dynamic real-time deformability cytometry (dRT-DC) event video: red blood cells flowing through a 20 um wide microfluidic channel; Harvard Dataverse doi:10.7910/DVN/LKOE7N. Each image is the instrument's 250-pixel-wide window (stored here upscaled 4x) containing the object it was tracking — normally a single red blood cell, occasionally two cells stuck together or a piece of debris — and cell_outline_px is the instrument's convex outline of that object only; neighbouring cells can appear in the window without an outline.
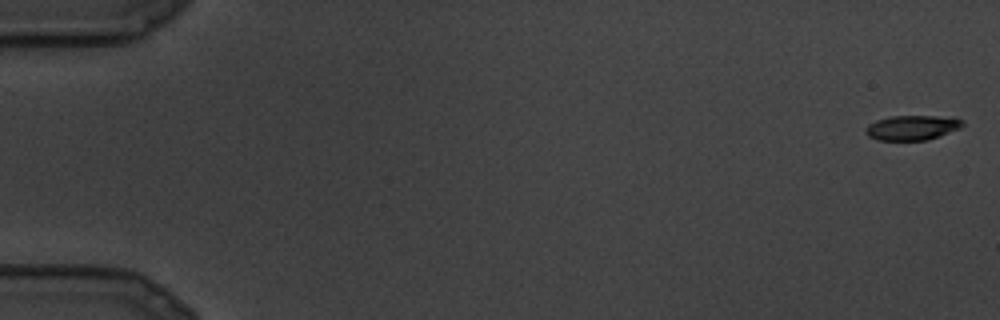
{"species": "common noctule bat (a hibernating species)", "species_latin": "Nyctalus noctula", "temperature_condition": "cold", "stored_images_in_passage": 14, "camera_frame_rate_fps": 3000, "um_per_image_px": 0.085, "animal": {"sex": "male", "body_mass_g": 19.5, "forearm_length_mm": 54.6}, "frame": {"image": 1, "passage_image": 1, "time_ms": 0.0, "image_size_px": [1000, 320], "cell_outline_px": [[964, 124], [960, 128], [940, 136], [928, 140], [876, 140], [868, 136], [864, 128], [868, 124], [876, 120], [892, 116], [956, 116], [964, 120]], "centroid_in_image_um": [77.57, 10.84], "position_along_channel_um": 7.4, "area_um2": 14.28}}
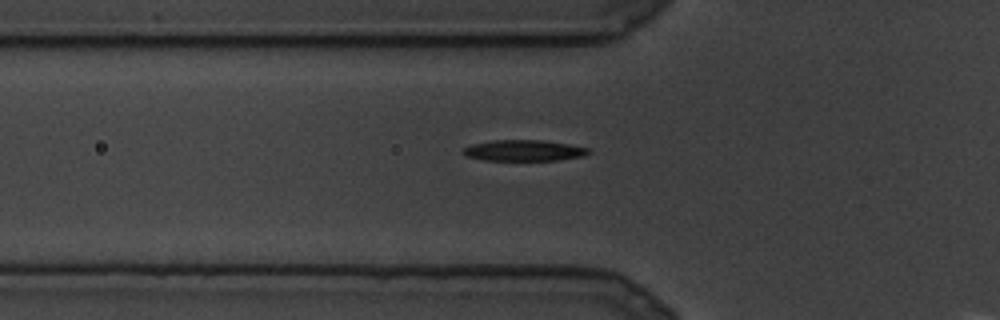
{"frame": {"image": 2, "passage_image": 10, "time_ms": 3.0, "image_size_px": [1000, 320], "cell_outline_px": [[592, 152], [584, 156], [556, 160], [484, 160], [468, 156], [460, 152], [464, 148], [472, 144], [492, 140], [544, 140], [568, 144], [588, 148]], "centroid_in_image_um": [44.54, 12.79], "position_along_channel_um": 81.3, "area_um2": 15.32}}
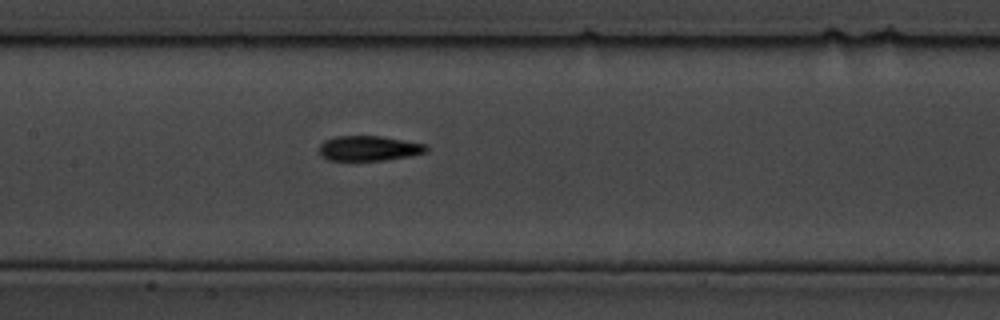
{"frame": {"image": 3, "passage_image": 14, "time_ms": 4.333, "image_size_px": [1000, 320], "cell_outline_px": [[428, 152], [412, 156], [384, 160], [328, 160], [320, 156], [320, 144], [324, 140], [336, 136], [380, 136], [424, 144], [428, 148]], "centroid_in_image_um": [31.35, 12.61], "position_along_channel_um": 176.1, "area_um2": 15.61}}